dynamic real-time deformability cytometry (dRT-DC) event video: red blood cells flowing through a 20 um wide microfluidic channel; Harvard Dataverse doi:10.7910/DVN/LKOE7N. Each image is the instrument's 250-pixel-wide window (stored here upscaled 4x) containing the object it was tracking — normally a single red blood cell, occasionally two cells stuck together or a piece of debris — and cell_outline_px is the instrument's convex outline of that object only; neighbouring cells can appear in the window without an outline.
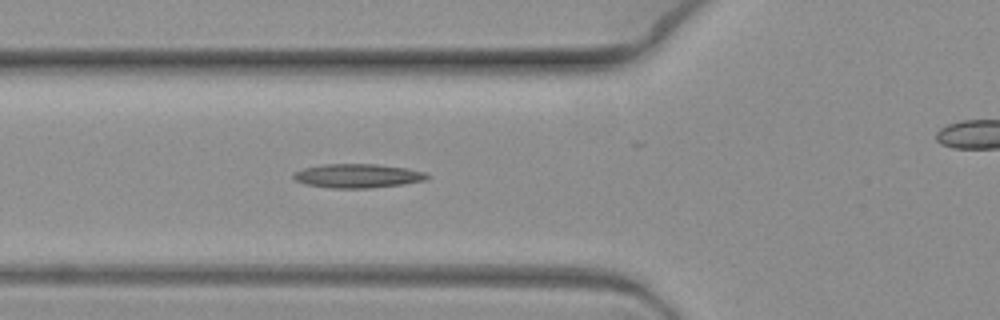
{"species": "common noctule bat (a hibernating species)", "species_latin": "Nyctalus noctula", "temperature_condition": "warm", "stored_images_in_passage": 9, "segment_of_instrument_passage": [1, 2], "camera_frame_rate_fps": 3000, "um_per_image_px": 0.085, "animal": {"sex": "female", "body_mass_g": 19.3, "forearm_length_mm": 54.1}, "frame": {"image": 1, "passage_image": 8, "time_ms": 2.333, "image_size_px": [1000, 320], "cell_outline_px": [[432, 176], [424, 180], [404, 184], [368, 188], [332, 188], [304, 184], [296, 180], [292, 176], [292, 172], [304, 168], [324, 164], [376, 164], [408, 168], [424, 172]], "centroid_in_image_um": [30.39, 14.94], "position_along_channel_um": 95.4, "area_um2": 18.73}}